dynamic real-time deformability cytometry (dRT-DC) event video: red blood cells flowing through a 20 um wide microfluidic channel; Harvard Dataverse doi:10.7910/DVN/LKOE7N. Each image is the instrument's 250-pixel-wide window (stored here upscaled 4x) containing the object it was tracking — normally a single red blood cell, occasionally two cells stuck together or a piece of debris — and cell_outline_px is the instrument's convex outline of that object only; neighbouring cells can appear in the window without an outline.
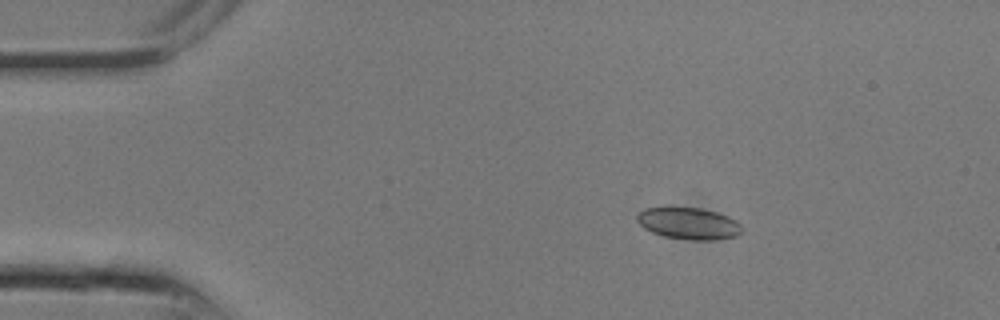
{"species": "common noctule bat (a hibernating species)", "species_latin": "Nyctalus noctula", "temperature_condition": "room temperature", "stored_images_in_passage": 21, "camera_frame_rate_fps": 3000, "um_per_image_px": 0.085, "animal": {"sex": "male", "body_mass_g": 13.3}, "frame": {"image": 1, "passage_image": 1, "time_ms": 0.0, "image_size_px": [1000, 320], "cell_outline_px": [[740, 232], [736, 236], [716, 240], [692, 240], [664, 236], [652, 232], [644, 228], [636, 220], [636, 212], [644, 208], [700, 208], [716, 212], [728, 216], [736, 220], [740, 224]], "centroid_in_image_um": [58.51, 18.99], "position_along_channel_um": 26.5, "area_um2": 19.31}}
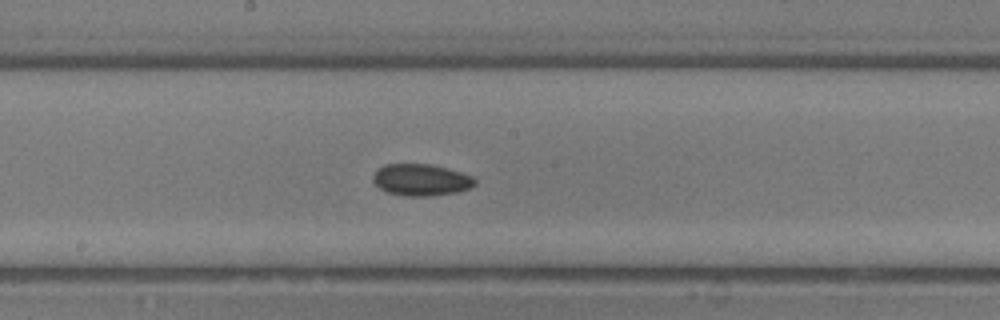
{"frame": {"image": 2, "passage_image": 10, "time_ms": 3.0, "image_size_px": [1000, 320], "cell_outline_px": [[476, 184], [468, 188], [456, 192], [432, 196], [404, 196], [388, 192], [380, 188], [372, 180], [372, 176], [384, 164], [432, 164], [448, 168], [472, 176], [476, 180]], "centroid_in_image_um": [35.8, 15.29], "position_along_channel_um": 212.4, "area_um2": 18.79}}
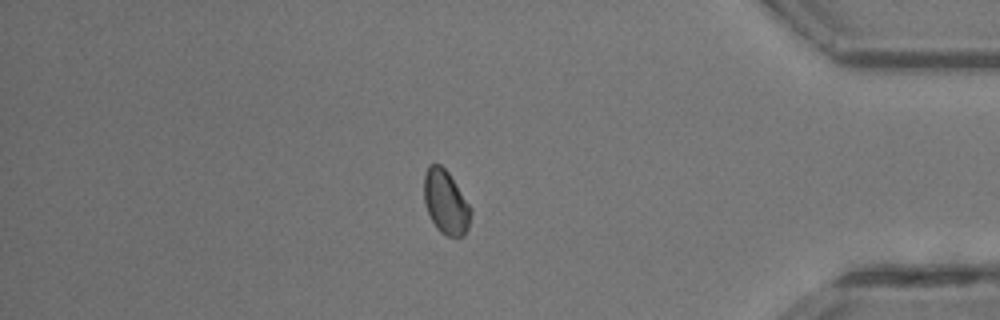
{"frame": {"image": 3, "passage_image": 18, "time_ms": 5.667, "image_size_px": [1000, 320], "cell_outline_px": [[472, 212], [468, 228], [464, 236], [448, 236], [440, 232], [436, 228], [424, 204], [424, 176], [428, 164], [440, 164], [448, 172], [472, 208]], "centroid_in_image_um": [37.89, 17.19], "position_along_channel_um": 397.3, "area_um2": 17.46}}